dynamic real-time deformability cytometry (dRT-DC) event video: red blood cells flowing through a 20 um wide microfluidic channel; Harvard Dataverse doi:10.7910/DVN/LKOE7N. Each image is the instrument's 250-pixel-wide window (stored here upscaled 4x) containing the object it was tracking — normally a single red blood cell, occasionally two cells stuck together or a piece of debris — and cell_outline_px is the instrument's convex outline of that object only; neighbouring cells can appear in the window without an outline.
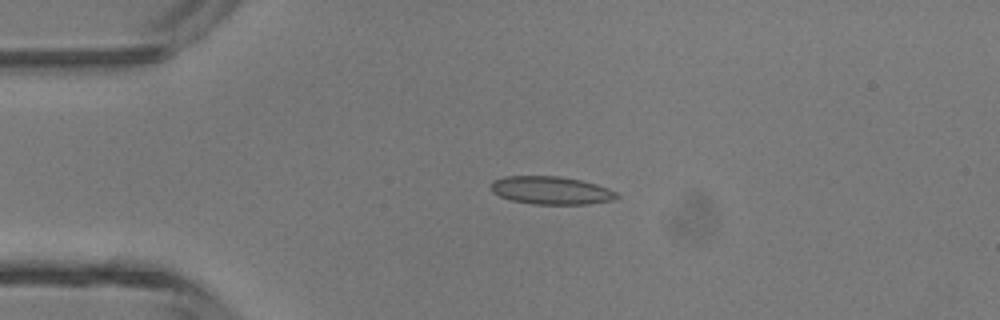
{"species": "common noctule bat (a hibernating species)", "species_latin": "Nyctalus noctula", "temperature_condition": "room temperature", "stored_images_in_passage": 4, "camera_frame_rate_fps": 3000, "um_per_image_px": 0.085, "animal": {"sex": "male", "body_mass_g": 13.3}, "frame": {"image": 1, "passage_image": 2, "time_ms": 2.0, "image_size_px": [1000, 320], "cell_outline_px": [[620, 196], [612, 200], [588, 204], [532, 204], [512, 200], [500, 196], [492, 192], [492, 180], [504, 176], [560, 176], [580, 180], [596, 184], [608, 188], [616, 192]], "centroid_in_image_um": [46.84, 16.18], "position_along_channel_um": 38.2, "area_um2": 20.46}}
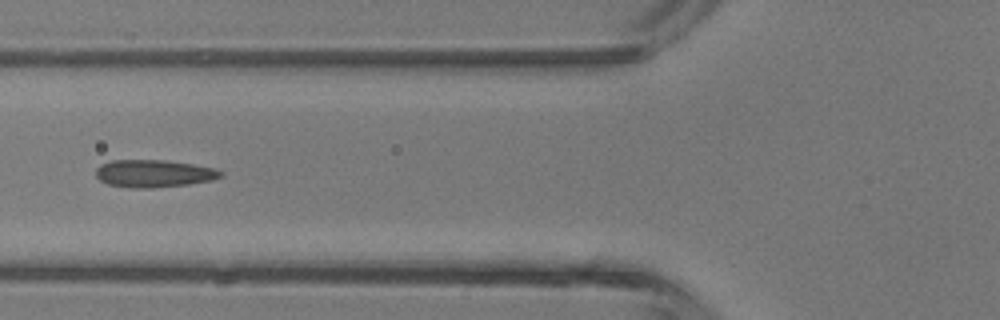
{"frame": {"image": 2, "passage_image": 4, "time_ms": 4.333, "image_size_px": [1000, 320], "cell_outline_px": [[224, 176], [212, 180], [188, 184], [152, 188], [128, 188], [108, 184], [100, 180], [96, 176], [96, 168], [100, 164], [112, 160], [164, 160], [192, 164], [212, 168], [224, 172]], "centroid_in_image_um": [13.06, 14.75], "position_along_channel_um": 112.7, "area_um2": 20.06}}